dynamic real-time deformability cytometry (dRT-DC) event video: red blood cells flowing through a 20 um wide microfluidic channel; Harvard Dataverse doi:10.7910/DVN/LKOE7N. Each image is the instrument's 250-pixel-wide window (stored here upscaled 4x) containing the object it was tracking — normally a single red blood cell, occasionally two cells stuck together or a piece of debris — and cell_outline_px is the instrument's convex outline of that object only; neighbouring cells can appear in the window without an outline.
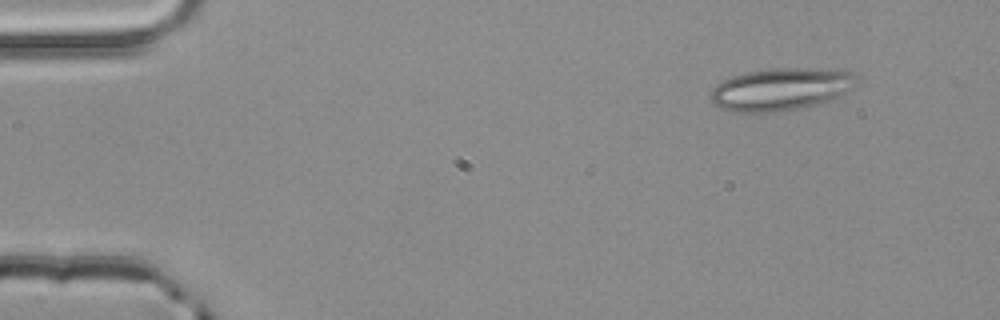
{"species": "common noctule bat (a hibernating species)", "species_latin": "Nyctalus noctula", "temperature_condition": "room temperature", "stored_images_in_passage": 3, "camera_frame_rate_fps": 3000, "um_per_image_px": 0.085, "animal": {"sex": "male", "body_mass_g": 20.4}, "frame": {"image": 1, "passage_image": 1, "time_ms": 0.0, "image_size_px": [1000, 320], "cell_outline_px": [[856, 88], [816, 104], [796, 108], [772, 112], [732, 112], [720, 108], [712, 104], [712, 88], [716, 84], [732, 76], [748, 72], [768, 68], [804, 68], [852, 72], [856, 76]], "centroid_in_image_um": [66.33, 7.58], "position_along_channel_um": 18.7, "area_um2": 35.66}}